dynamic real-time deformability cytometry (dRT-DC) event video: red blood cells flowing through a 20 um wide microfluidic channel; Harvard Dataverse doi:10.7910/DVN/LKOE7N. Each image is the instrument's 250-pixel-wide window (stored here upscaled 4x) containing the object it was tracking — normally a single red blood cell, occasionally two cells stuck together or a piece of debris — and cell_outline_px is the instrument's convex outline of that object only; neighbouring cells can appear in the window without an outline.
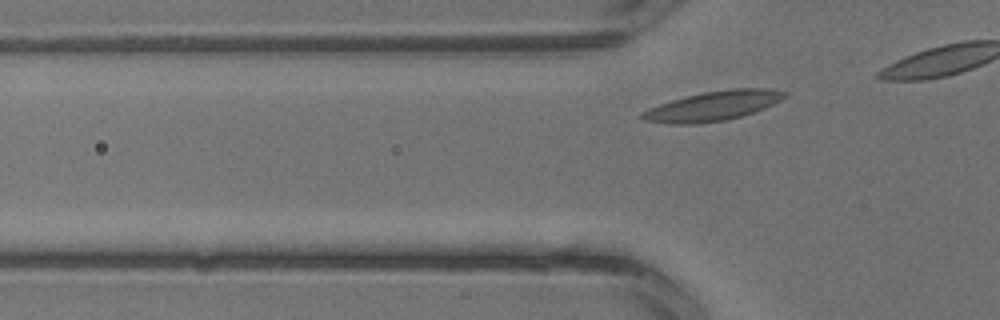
{"species": "common noctule bat (a hibernating species)", "species_latin": "Nyctalus noctula", "temperature_condition": "warm", "stored_images_in_passage": 5, "camera_frame_rate_fps": 3000, "um_per_image_px": 0.085, "animal": {"sex": "male", "body_mass_g": 13.3}, "frame": {"image": 1, "passage_image": 3, "time_ms": 0.667, "image_size_px": [1000, 320], "cell_outline_px": [[788, 96], [764, 108], [740, 116], [724, 120], [696, 124], [668, 124], [644, 120], [640, 116], [640, 112], [648, 108], [672, 100], [704, 92], [732, 88], [768, 88], [788, 92]], "centroid_in_image_um": [60.6, 9.0], "position_along_channel_um": 65.2, "area_um2": 24.39}}